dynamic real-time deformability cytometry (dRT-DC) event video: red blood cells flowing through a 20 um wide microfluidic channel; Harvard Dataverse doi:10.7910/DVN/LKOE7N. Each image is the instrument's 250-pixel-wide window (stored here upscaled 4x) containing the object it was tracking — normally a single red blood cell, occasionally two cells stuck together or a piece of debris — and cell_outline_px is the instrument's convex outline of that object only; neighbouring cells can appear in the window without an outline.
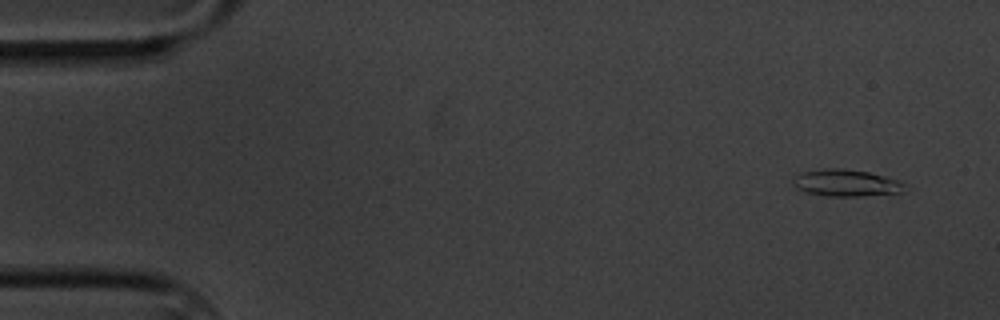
{"species": "common noctule bat (a hibernating species)", "species_latin": "Nyctalus noctula", "temperature_condition": "cold", "stored_images_in_passage": 6, "camera_frame_rate_fps": 3000, "um_per_image_px": 0.085, "animal": {"sex": "male", "body_mass_g": 20.1, "forearm_length_mm": 53.5}, "frame": {"image": 1, "passage_image": 1, "time_ms": 0.0, "image_size_px": [1000, 320], "cell_outline_px": [[912, 188], [904, 192], [860, 196], [824, 196], [804, 192], [796, 188], [792, 184], [792, 180], [800, 172], [824, 168], [844, 168], [868, 172], [888, 176], [900, 180]], "centroid_in_image_um": [71.98, 15.55], "position_along_channel_um": 13.0, "area_um2": 18.09}}